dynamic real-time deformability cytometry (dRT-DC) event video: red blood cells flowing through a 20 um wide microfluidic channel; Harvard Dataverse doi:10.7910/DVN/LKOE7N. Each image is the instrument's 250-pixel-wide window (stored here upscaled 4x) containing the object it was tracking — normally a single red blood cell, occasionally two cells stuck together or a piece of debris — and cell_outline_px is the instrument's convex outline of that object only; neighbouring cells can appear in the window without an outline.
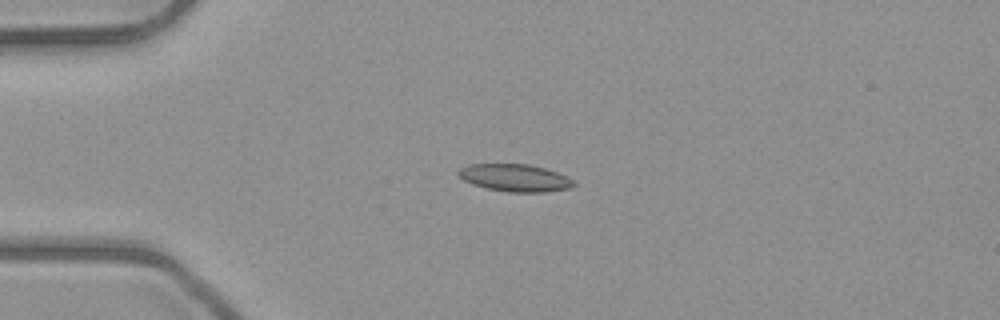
{"species": "common noctule bat (a hibernating species)", "species_latin": "Nyctalus noctula", "temperature_condition": "room temperature", "stored_images_in_passage": 3, "camera_frame_rate_fps": 3000, "um_per_image_px": 0.085, "animal": {"sex": "male", "body_mass_g": 23.1, "forearm_length_mm": 52.7}, "frame": {"image": 1, "passage_image": 3, "time_ms": 2.333, "image_size_px": [1000, 320], "cell_outline_px": [[576, 184], [572, 188], [544, 192], [508, 192], [488, 188], [472, 184], [464, 180], [456, 172], [460, 168], [468, 164], [528, 164], [544, 168], [556, 172], [572, 180]], "centroid_in_image_um": [43.76, 15.11], "position_along_channel_um": 41.2, "area_um2": 18.26}}